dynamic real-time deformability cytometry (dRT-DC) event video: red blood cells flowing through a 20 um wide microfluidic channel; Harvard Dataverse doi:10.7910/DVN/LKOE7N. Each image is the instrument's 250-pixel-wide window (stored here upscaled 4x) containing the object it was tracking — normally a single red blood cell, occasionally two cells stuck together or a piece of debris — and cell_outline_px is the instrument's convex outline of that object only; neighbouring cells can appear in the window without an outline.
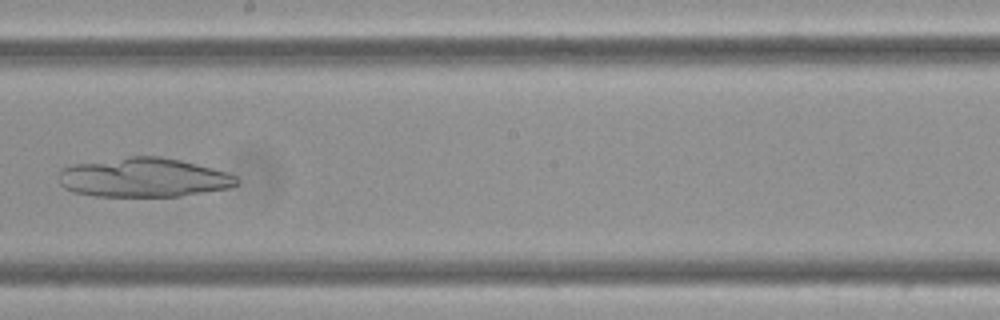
{"species": "Egyptian fruit bat (a non-hibernating species)", "species_latin": "Rousettus aegyptiacus", "temperature_condition": "cold", "stored_images_in_passage": 9, "camera_frame_rate_fps": 3000, "um_per_image_px": 0.085, "frame": {"image": 1, "passage_image": 8, "time_ms": 2.333, "image_size_px": [1000, 320], "cell_outline_px": [[240, 180], [236, 184], [228, 188], [180, 196], [96, 196], [72, 192], [64, 188], [60, 184], [60, 168], [72, 164], [128, 156], [160, 156], [180, 160], [196, 164], [224, 172], [236, 176]], "centroid_in_image_um": [12.15, 15.09], "position_along_channel_um": 236.0, "area_um2": 40.58}}